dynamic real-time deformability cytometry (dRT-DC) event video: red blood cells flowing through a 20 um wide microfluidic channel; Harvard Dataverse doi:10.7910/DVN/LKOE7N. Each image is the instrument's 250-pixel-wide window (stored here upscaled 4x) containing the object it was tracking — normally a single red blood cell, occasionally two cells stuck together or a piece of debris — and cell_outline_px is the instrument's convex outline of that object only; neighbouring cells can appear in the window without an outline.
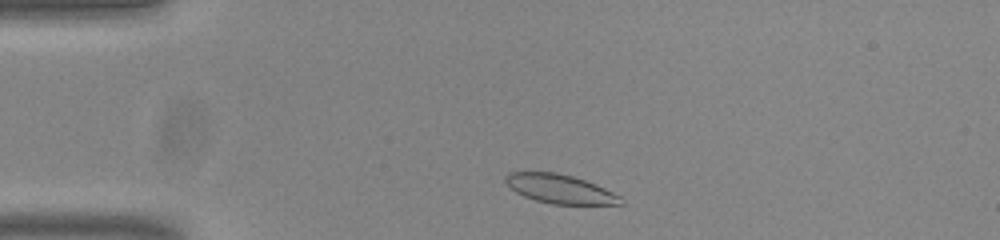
{"species": "common noctule bat (a hibernating species)", "species_latin": "Nyctalus noctula", "temperature_condition": "room temperature", "stored_images_in_passage": 45, "camera_frame_rate_fps": 3000, "um_per_image_px": 0.085, "animal": {"sex": "male", "body_mass_g": 20.0, "forearm_length_mm": 53.3}, "frame": {"image": 1, "passage_image": 3, "time_ms": 0.667, "image_size_px": [1000, 240], "cell_outline_px": [[624, 204], [552, 204], [536, 200], [524, 196], [516, 192], [504, 180], [504, 176], [508, 172], [556, 172], [572, 176], [596, 184], [620, 196], [624, 200]], "centroid_in_image_um": [47.59, 16.05], "position_along_channel_um": 37.4, "area_um2": 19.31}}
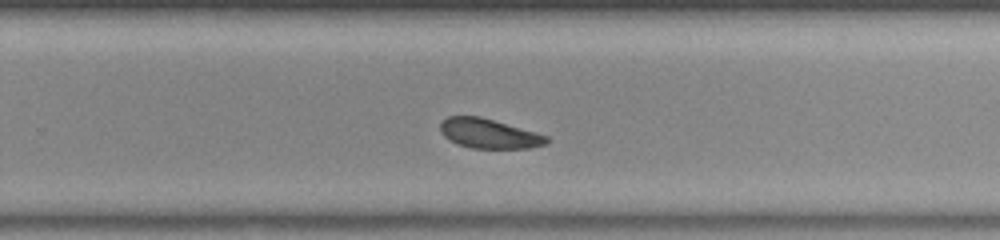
{"frame": {"image": 2, "passage_image": 26, "time_ms": 8.333, "image_size_px": [1000, 240], "cell_outline_px": [[548, 144], [528, 148], [472, 148], [460, 144], [444, 136], [440, 132], [440, 124], [448, 116], [480, 116], [536, 132], [548, 136]], "centroid_in_image_um": [41.59, 11.35], "position_along_channel_um": 288.2, "area_um2": 18.15}}
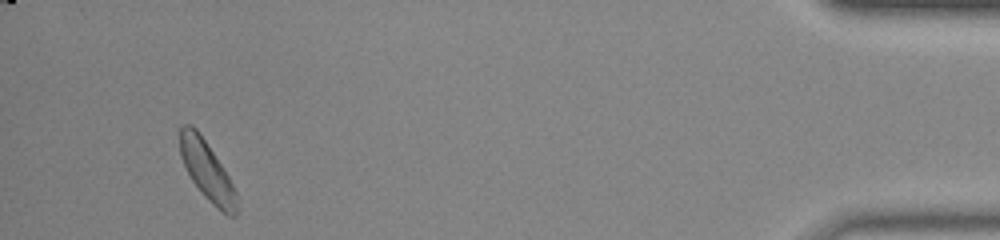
{"frame": {"image": 3, "passage_image": 42, "time_ms": 13.667, "image_size_px": [1000, 240], "cell_outline_px": [[236, 216], [228, 216], [216, 208], [204, 196], [192, 180], [180, 156], [180, 128], [184, 124], [192, 124], [196, 128], [228, 176], [236, 192]], "centroid_in_image_um": [17.58, 14.53], "position_along_channel_um": 417.6, "area_um2": 19.02}, "authors_computed_cell_mechanics": {"area_um2": 19.1896, "velocity_mm_per_s": 3.7674, "shape_relaxation_time_tau1_ms": 3.5751, "shape_relaxation_time_tau2_ms": 3.4343, "deformation_change_tau1": 0.1049, "deformation_change_tau2": 0.0992}}